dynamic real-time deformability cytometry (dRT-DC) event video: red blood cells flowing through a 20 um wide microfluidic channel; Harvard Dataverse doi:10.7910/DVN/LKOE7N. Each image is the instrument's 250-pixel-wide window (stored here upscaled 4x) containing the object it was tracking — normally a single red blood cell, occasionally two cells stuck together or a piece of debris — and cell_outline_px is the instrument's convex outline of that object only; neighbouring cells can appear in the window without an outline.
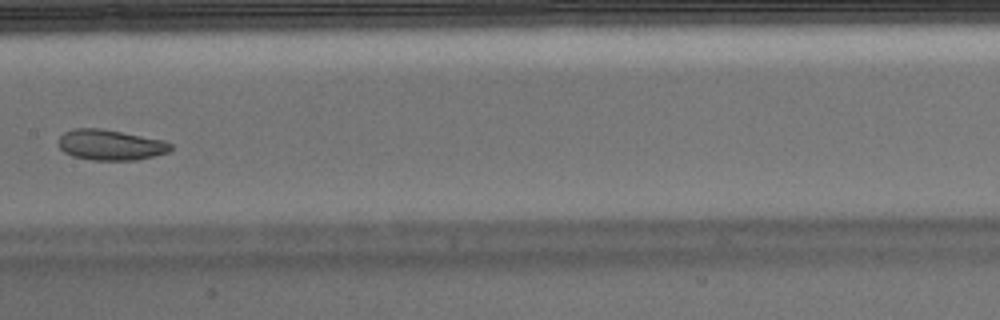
{"species": "Egyptian fruit bat (a non-hibernating species)", "species_latin": "Rousettus aegyptiacus", "temperature_condition": "warm", "stored_images_in_passage": 7, "camera_frame_rate_fps": 3000, "um_per_image_px": 0.085, "animal": {"sex": "male"}, "frame": {"image": 1, "passage_image": 7, "time_ms": 2.0, "image_size_px": [1000, 320], "cell_outline_px": [[172, 148], [168, 152], [136, 160], [92, 160], [72, 156], [64, 152], [60, 148], [60, 136], [64, 132], [72, 128], [100, 128], [164, 140], [172, 144]], "centroid_in_image_um": [9.38, 12.31], "position_along_channel_um": 198.0, "area_um2": 19.88}}